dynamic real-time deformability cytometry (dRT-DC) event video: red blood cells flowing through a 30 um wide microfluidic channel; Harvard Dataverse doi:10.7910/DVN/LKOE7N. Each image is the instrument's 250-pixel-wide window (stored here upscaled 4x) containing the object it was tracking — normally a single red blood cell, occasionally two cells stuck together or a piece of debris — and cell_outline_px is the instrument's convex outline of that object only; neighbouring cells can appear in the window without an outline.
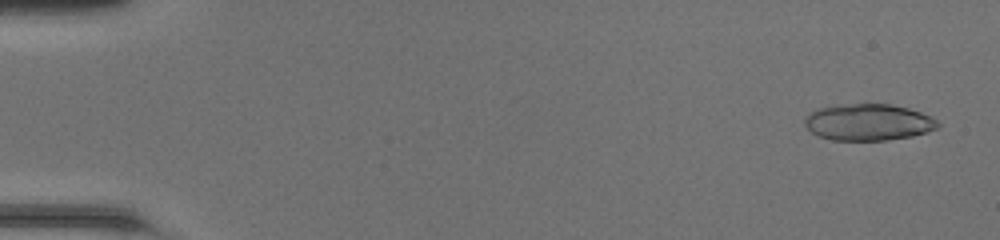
{"species": "common noctule bat (a hibernating species)", "species_latin": "Nyctalus noctula", "temperature_condition": "room temperature", "stored_images_in_passage": 48, "segment_of_instrument_passage": [1, 2], "camera_frame_rate_fps": 3000, "um_per_image_px": 0.085, "animal": {"sex": "female", "body_mass_g": 20.0, "forearm_length_mm": 54.0}, "frame": {"image": 1, "passage_image": 2, "time_ms": 0.333, "image_size_px": [1000, 240], "cell_outline_px": [[940, 124], [936, 128], [912, 136], [888, 140], [832, 140], [820, 136], [812, 132], [804, 124], [804, 120], [808, 112], [816, 108], [856, 104], [892, 104], [908, 108], [932, 116]], "centroid_in_image_um": [73.8, 10.39], "position_along_channel_um": 11.2, "area_um2": 28.21}}
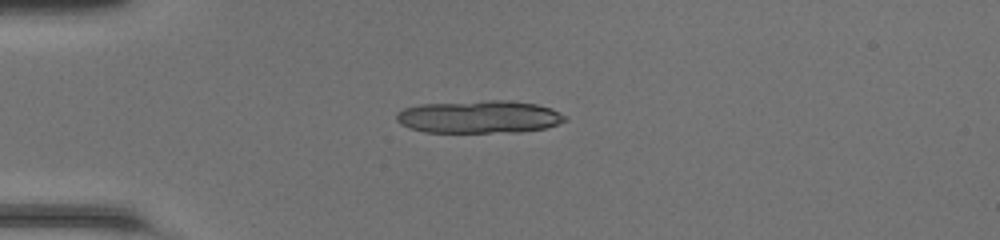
{"frame": {"image": 2, "passage_image": 13, "time_ms": 4.0, "image_size_px": [1000, 240], "cell_outline_px": [[568, 120], [544, 128], [520, 132], [424, 132], [408, 128], [400, 124], [396, 120], [396, 112], [404, 108], [420, 104], [484, 100], [508, 100], [536, 104], [552, 108], [568, 116]], "centroid_in_image_um": [40.73, 9.93], "position_along_channel_um": 44.3, "area_um2": 32.48}}